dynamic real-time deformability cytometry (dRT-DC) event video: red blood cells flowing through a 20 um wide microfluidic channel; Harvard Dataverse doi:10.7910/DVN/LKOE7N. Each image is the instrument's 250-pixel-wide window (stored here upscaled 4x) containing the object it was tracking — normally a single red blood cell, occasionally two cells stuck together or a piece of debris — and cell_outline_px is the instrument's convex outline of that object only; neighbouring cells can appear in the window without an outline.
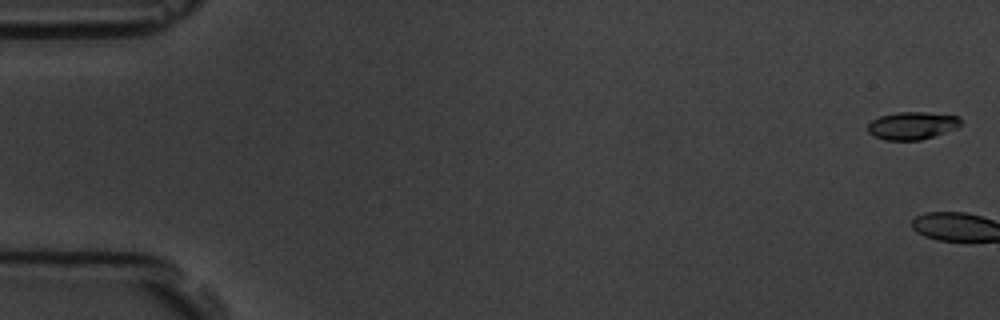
{"species": "common noctule bat (a hibernating species)", "species_latin": "Nyctalus noctula", "temperature_condition": "room temperature", "stored_images_in_passage": 6, "camera_frame_rate_fps": 3000, "um_per_image_px": 0.085, "animal": {"sex": "male", "body_mass_g": 19.5, "forearm_length_mm": 54.6}, "frame": {"image": 1, "passage_image": 1, "time_ms": 0.0, "image_size_px": [1000, 320], "cell_outline_px": [[960, 128], [920, 140], [884, 140], [868, 132], [868, 124], [872, 120], [880, 116], [896, 112], [924, 112], [960, 116]], "centroid_in_image_um": [77.56, 10.67], "position_along_channel_um": 7.4, "area_um2": 15.03}}